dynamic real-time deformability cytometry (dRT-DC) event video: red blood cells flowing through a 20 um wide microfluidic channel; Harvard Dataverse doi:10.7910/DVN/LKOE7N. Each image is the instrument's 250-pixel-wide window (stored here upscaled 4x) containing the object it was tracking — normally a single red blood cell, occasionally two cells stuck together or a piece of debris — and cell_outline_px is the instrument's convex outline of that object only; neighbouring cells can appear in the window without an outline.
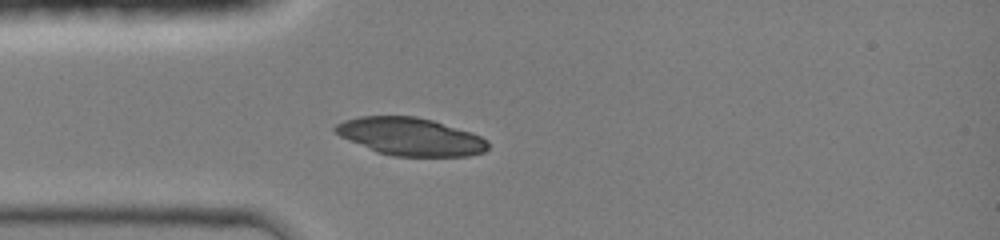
{"species": "common noctule bat (a hibernating species)", "species_latin": "Nyctalus noctula", "temperature_condition": "room temperature", "stored_images_in_passage": 31, "camera_frame_rate_fps": 3000, "um_per_image_px": 0.085, "animal": {"sex": "female", "body_mass_g": 19.0, "forearm_length_mm": 51.5}, "frame": {"image": 1, "passage_image": 1, "time_ms": 0.0, "image_size_px": [1000, 240], "cell_outline_px": [[488, 148], [484, 152], [468, 156], [392, 156], [376, 152], [340, 136], [332, 128], [336, 124], [344, 120], [360, 116], [416, 116], [432, 120], [472, 132], [488, 140]], "centroid_in_image_um": [34.89, 11.61], "position_along_channel_um": 50.1, "area_um2": 33.64}}